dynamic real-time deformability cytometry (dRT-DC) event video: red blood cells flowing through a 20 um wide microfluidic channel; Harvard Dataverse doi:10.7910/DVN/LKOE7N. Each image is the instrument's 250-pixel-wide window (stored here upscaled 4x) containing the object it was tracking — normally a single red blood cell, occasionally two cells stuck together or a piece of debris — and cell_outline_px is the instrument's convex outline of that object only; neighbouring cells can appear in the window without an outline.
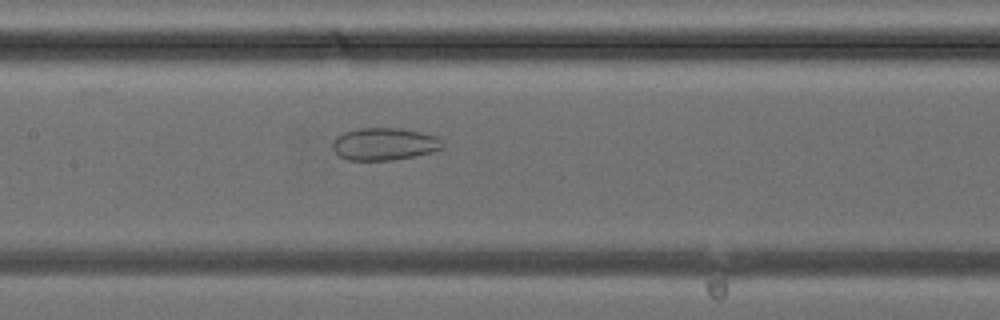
{"species": "common noctule bat (a hibernating species)", "species_latin": "Nyctalus noctula", "temperature_condition": "cold", "stored_images_in_passage": 33, "camera_frame_rate_fps": 3000, "um_per_image_px": 0.085, "animal": {"sex": "female", "body_mass_g": 24.6, "forearm_length_mm": 56.2}, "frame": {"image": 1, "passage_image": 19, "time_ms": 6.0, "image_size_px": [1000, 320], "cell_outline_px": [[444, 148], [432, 152], [392, 160], [348, 160], [340, 156], [332, 148], [332, 144], [336, 136], [344, 132], [360, 128], [400, 128], [420, 132], [436, 136], [444, 144]], "centroid_in_image_um": [32.66, 12.24], "position_along_channel_um": 174.7, "area_um2": 20.69}}